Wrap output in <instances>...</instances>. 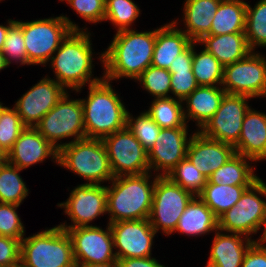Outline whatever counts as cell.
Returning a JSON list of instances; mask_svg holds the SVG:
<instances>
[{"mask_svg":"<svg viewBox=\"0 0 266 267\" xmlns=\"http://www.w3.org/2000/svg\"><path fill=\"white\" fill-rule=\"evenodd\" d=\"M262 241L266 244V231H265V234H264V236L262 238Z\"/></svg>","mask_w":266,"mask_h":267,"instance_id":"cell-53","label":"cell"},{"mask_svg":"<svg viewBox=\"0 0 266 267\" xmlns=\"http://www.w3.org/2000/svg\"><path fill=\"white\" fill-rule=\"evenodd\" d=\"M117 260L152 256L156 231L149 219L109 223Z\"/></svg>","mask_w":266,"mask_h":267,"instance_id":"cell-16","label":"cell"},{"mask_svg":"<svg viewBox=\"0 0 266 267\" xmlns=\"http://www.w3.org/2000/svg\"><path fill=\"white\" fill-rule=\"evenodd\" d=\"M76 11L81 19L89 23H99L104 21L106 0H62Z\"/></svg>","mask_w":266,"mask_h":267,"instance_id":"cell-43","label":"cell"},{"mask_svg":"<svg viewBox=\"0 0 266 267\" xmlns=\"http://www.w3.org/2000/svg\"><path fill=\"white\" fill-rule=\"evenodd\" d=\"M136 80L154 98L172 97L169 94L171 92V74L168 69L150 65Z\"/></svg>","mask_w":266,"mask_h":267,"instance_id":"cell-37","label":"cell"},{"mask_svg":"<svg viewBox=\"0 0 266 267\" xmlns=\"http://www.w3.org/2000/svg\"><path fill=\"white\" fill-rule=\"evenodd\" d=\"M8 68L7 62L5 60V56L3 55L2 51H0V71Z\"/></svg>","mask_w":266,"mask_h":267,"instance_id":"cell-50","label":"cell"},{"mask_svg":"<svg viewBox=\"0 0 266 267\" xmlns=\"http://www.w3.org/2000/svg\"><path fill=\"white\" fill-rule=\"evenodd\" d=\"M197 43L211 53L225 67L244 59L251 50L245 32L222 35H204Z\"/></svg>","mask_w":266,"mask_h":267,"instance_id":"cell-25","label":"cell"},{"mask_svg":"<svg viewBox=\"0 0 266 267\" xmlns=\"http://www.w3.org/2000/svg\"><path fill=\"white\" fill-rule=\"evenodd\" d=\"M194 197L193 193L173 183L167 176H158L149 216L150 224L156 233L161 230L166 236L171 235L180 216Z\"/></svg>","mask_w":266,"mask_h":267,"instance_id":"cell-10","label":"cell"},{"mask_svg":"<svg viewBox=\"0 0 266 267\" xmlns=\"http://www.w3.org/2000/svg\"><path fill=\"white\" fill-rule=\"evenodd\" d=\"M250 186L251 185H218L208 180L204 189L198 196L219 218L223 213L236 205L244 191Z\"/></svg>","mask_w":266,"mask_h":267,"instance_id":"cell-30","label":"cell"},{"mask_svg":"<svg viewBox=\"0 0 266 267\" xmlns=\"http://www.w3.org/2000/svg\"><path fill=\"white\" fill-rule=\"evenodd\" d=\"M90 35L89 31H71L49 61L56 77L54 80L66 90L77 93L86 83L92 85L104 78L103 75L92 77L95 53Z\"/></svg>","mask_w":266,"mask_h":267,"instance_id":"cell-2","label":"cell"},{"mask_svg":"<svg viewBox=\"0 0 266 267\" xmlns=\"http://www.w3.org/2000/svg\"><path fill=\"white\" fill-rule=\"evenodd\" d=\"M79 267H119L118 261H109L106 263H95V264H87V265H82Z\"/></svg>","mask_w":266,"mask_h":267,"instance_id":"cell-49","label":"cell"},{"mask_svg":"<svg viewBox=\"0 0 266 267\" xmlns=\"http://www.w3.org/2000/svg\"><path fill=\"white\" fill-rule=\"evenodd\" d=\"M245 36L251 52L266 47V0H259L252 8L247 2Z\"/></svg>","mask_w":266,"mask_h":267,"instance_id":"cell-34","label":"cell"},{"mask_svg":"<svg viewBox=\"0 0 266 267\" xmlns=\"http://www.w3.org/2000/svg\"><path fill=\"white\" fill-rule=\"evenodd\" d=\"M248 99L252 98L226 93L216 113L199 132L210 139L235 146L239 140L244 116L251 107L248 105Z\"/></svg>","mask_w":266,"mask_h":267,"instance_id":"cell-13","label":"cell"},{"mask_svg":"<svg viewBox=\"0 0 266 267\" xmlns=\"http://www.w3.org/2000/svg\"><path fill=\"white\" fill-rule=\"evenodd\" d=\"M119 267H165L160 264L156 258L143 257V258H124L117 260Z\"/></svg>","mask_w":266,"mask_h":267,"instance_id":"cell-46","label":"cell"},{"mask_svg":"<svg viewBox=\"0 0 266 267\" xmlns=\"http://www.w3.org/2000/svg\"><path fill=\"white\" fill-rule=\"evenodd\" d=\"M237 154L254 162L266 160V113L252 109L246 112L238 143Z\"/></svg>","mask_w":266,"mask_h":267,"instance_id":"cell-21","label":"cell"},{"mask_svg":"<svg viewBox=\"0 0 266 267\" xmlns=\"http://www.w3.org/2000/svg\"><path fill=\"white\" fill-rule=\"evenodd\" d=\"M15 22V19H8L7 25H0V51H2L4 47V42L6 39L7 32L9 30V27Z\"/></svg>","mask_w":266,"mask_h":267,"instance_id":"cell-48","label":"cell"},{"mask_svg":"<svg viewBox=\"0 0 266 267\" xmlns=\"http://www.w3.org/2000/svg\"><path fill=\"white\" fill-rule=\"evenodd\" d=\"M110 83L103 78L88 85L87 98H80L85 138L102 139L127 127L128 110Z\"/></svg>","mask_w":266,"mask_h":267,"instance_id":"cell-4","label":"cell"},{"mask_svg":"<svg viewBox=\"0 0 266 267\" xmlns=\"http://www.w3.org/2000/svg\"><path fill=\"white\" fill-rule=\"evenodd\" d=\"M235 154L234 146L205 137L196 130L189 142L186 157L208 179Z\"/></svg>","mask_w":266,"mask_h":267,"instance_id":"cell-20","label":"cell"},{"mask_svg":"<svg viewBox=\"0 0 266 267\" xmlns=\"http://www.w3.org/2000/svg\"><path fill=\"white\" fill-rule=\"evenodd\" d=\"M241 267H266V245L254 241L246 251Z\"/></svg>","mask_w":266,"mask_h":267,"instance_id":"cell-45","label":"cell"},{"mask_svg":"<svg viewBox=\"0 0 266 267\" xmlns=\"http://www.w3.org/2000/svg\"><path fill=\"white\" fill-rule=\"evenodd\" d=\"M26 128L14 107L5 106L0 113V145L8 152Z\"/></svg>","mask_w":266,"mask_h":267,"instance_id":"cell-40","label":"cell"},{"mask_svg":"<svg viewBox=\"0 0 266 267\" xmlns=\"http://www.w3.org/2000/svg\"><path fill=\"white\" fill-rule=\"evenodd\" d=\"M4 107H5V106H3V104L0 102V113H1V111L3 110Z\"/></svg>","mask_w":266,"mask_h":267,"instance_id":"cell-54","label":"cell"},{"mask_svg":"<svg viewBox=\"0 0 266 267\" xmlns=\"http://www.w3.org/2000/svg\"><path fill=\"white\" fill-rule=\"evenodd\" d=\"M250 52L244 59L224 67L221 87L228 94L261 98L266 94V58Z\"/></svg>","mask_w":266,"mask_h":267,"instance_id":"cell-12","label":"cell"},{"mask_svg":"<svg viewBox=\"0 0 266 267\" xmlns=\"http://www.w3.org/2000/svg\"><path fill=\"white\" fill-rule=\"evenodd\" d=\"M127 128L147 152L151 150L161 131V128L146 111H142V113L135 118L128 111Z\"/></svg>","mask_w":266,"mask_h":267,"instance_id":"cell-38","label":"cell"},{"mask_svg":"<svg viewBox=\"0 0 266 267\" xmlns=\"http://www.w3.org/2000/svg\"><path fill=\"white\" fill-rule=\"evenodd\" d=\"M151 173L114 177L108 182L111 183L106 186L108 223L149 219L158 177Z\"/></svg>","mask_w":266,"mask_h":267,"instance_id":"cell-3","label":"cell"},{"mask_svg":"<svg viewBox=\"0 0 266 267\" xmlns=\"http://www.w3.org/2000/svg\"><path fill=\"white\" fill-rule=\"evenodd\" d=\"M156 29L139 32L131 29L115 33L111 44L98 56L104 79L112 83L120 78L135 80L152 64Z\"/></svg>","mask_w":266,"mask_h":267,"instance_id":"cell-1","label":"cell"},{"mask_svg":"<svg viewBox=\"0 0 266 267\" xmlns=\"http://www.w3.org/2000/svg\"><path fill=\"white\" fill-rule=\"evenodd\" d=\"M11 267H25V266L21 262H19Z\"/></svg>","mask_w":266,"mask_h":267,"instance_id":"cell-52","label":"cell"},{"mask_svg":"<svg viewBox=\"0 0 266 267\" xmlns=\"http://www.w3.org/2000/svg\"><path fill=\"white\" fill-rule=\"evenodd\" d=\"M2 53L5 56L8 66L14 61L17 64L19 62L20 65H27V53L22 31V21L15 20L9 27Z\"/></svg>","mask_w":266,"mask_h":267,"instance_id":"cell-39","label":"cell"},{"mask_svg":"<svg viewBox=\"0 0 266 267\" xmlns=\"http://www.w3.org/2000/svg\"><path fill=\"white\" fill-rule=\"evenodd\" d=\"M48 157L58 164V150L35 127H26L7 152V162L22 171Z\"/></svg>","mask_w":266,"mask_h":267,"instance_id":"cell-19","label":"cell"},{"mask_svg":"<svg viewBox=\"0 0 266 267\" xmlns=\"http://www.w3.org/2000/svg\"><path fill=\"white\" fill-rule=\"evenodd\" d=\"M7 161V152L0 145V163Z\"/></svg>","mask_w":266,"mask_h":267,"instance_id":"cell-51","label":"cell"},{"mask_svg":"<svg viewBox=\"0 0 266 267\" xmlns=\"http://www.w3.org/2000/svg\"><path fill=\"white\" fill-rule=\"evenodd\" d=\"M21 169L10 163H0V203L21 205L29 194L26 183L20 176Z\"/></svg>","mask_w":266,"mask_h":267,"instance_id":"cell-32","label":"cell"},{"mask_svg":"<svg viewBox=\"0 0 266 267\" xmlns=\"http://www.w3.org/2000/svg\"><path fill=\"white\" fill-rule=\"evenodd\" d=\"M68 92L35 126L38 132L57 150L70 142L85 138L81 100L79 98L76 100L70 99ZM70 137L73 140L65 143L61 142V140Z\"/></svg>","mask_w":266,"mask_h":267,"instance_id":"cell-9","label":"cell"},{"mask_svg":"<svg viewBox=\"0 0 266 267\" xmlns=\"http://www.w3.org/2000/svg\"><path fill=\"white\" fill-rule=\"evenodd\" d=\"M218 229V217L199 196H195L180 216L173 233L178 232L187 236L200 237L210 232H216Z\"/></svg>","mask_w":266,"mask_h":267,"instance_id":"cell-26","label":"cell"},{"mask_svg":"<svg viewBox=\"0 0 266 267\" xmlns=\"http://www.w3.org/2000/svg\"><path fill=\"white\" fill-rule=\"evenodd\" d=\"M22 31L27 65L47 66L54 52L71 31H88V28H80L69 17L60 15L22 22Z\"/></svg>","mask_w":266,"mask_h":267,"instance_id":"cell-7","label":"cell"},{"mask_svg":"<svg viewBox=\"0 0 266 267\" xmlns=\"http://www.w3.org/2000/svg\"><path fill=\"white\" fill-rule=\"evenodd\" d=\"M20 243L18 239L0 236V267H11L20 262Z\"/></svg>","mask_w":266,"mask_h":267,"instance_id":"cell-44","label":"cell"},{"mask_svg":"<svg viewBox=\"0 0 266 267\" xmlns=\"http://www.w3.org/2000/svg\"><path fill=\"white\" fill-rule=\"evenodd\" d=\"M177 24L176 19L156 29L152 66L169 69L175 58L193 42Z\"/></svg>","mask_w":266,"mask_h":267,"instance_id":"cell-23","label":"cell"},{"mask_svg":"<svg viewBox=\"0 0 266 267\" xmlns=\"http://www.w3.org/2000/svg\"><path fill=\"white\" fill-rule=\"evenodd\" d=\"M171 74V94L175 99L183 101L199 85L195 80L192 67L168 69Z\"/></svg>","mask_w":266,"mask_h":267,"instance_id":"cell-42","label":"cell"},{"mask_svg":"<svg viewBox=\"0 0 266 267\" xmlns=\"http://www.w3.org/2000/svg\"><path fill=\"white\" fill-rule=\"evenodd\" d=\"M57 206L64 208L72 222L71 225L64 222L58 226L63 229H70L89 224L101 215L107 213V190L105 185L80 184L77 185L66 201L57 203Z\"/></svg>","mask_w":266,"mask_h":267,"instance_id":"cell-14","label":"cell"},{"mask_svg":"<svg viewBox=\"0 0 266 267\" xmlns=\"http://www.w3.org/2000/svg\"><path fill=\"white\" fill-rule=\"evenodd\" d=\"M247 2L243 0H222L213 16L208 35H222L245 32Z\"/></svg>","mask_w":266,"mask_h":267,"instance_id":"cell-28","label":"cell"},{"mask_svg":"<svg viewBox=\"0 0 266 267\" xmlns=\"http://www.w3.org/2000/svg\"><path fill=\"white\" fill-rule=\"evenodd\" d=\"M254 241L258 240L216 230L206 267H241L244 255Z\"/></svg>","mask_w":266,"mask_h":267,"instance_id":"cell-22","label":"cell"},{"mask_svg":"<svg viewBox=\"0 0 266 267\" xmlns=\"http://www.w3.org/2000/svg\"><path fill=\"white\" fill-rule=\"evenodd\" d=\"M188 129H161L156 142L148 152L150 172L152 170L157 176H167L186 157L192 137L188 134Z\"/></svg>","mask_w":266,"mask_h":267,"instance_id":"cell-18","label":"cell"},{"mask_svg":"<svg viewBox=\"0 0 266 267\" xmlns=\"http://www.w3.org/2000/svg\"><path fill=\"white\" fill-rule=\"evenodd\" d=\"M57 165L85 179L86 184L102 185L114 178L101 139L84 138L64 145L58 150Z\"/></svg>","mask_w":266,"mask_h":267,"instance_id":"cell-6","label":"cell"},{"mask_svg":"<svg viewBox=\"0 0 266 267\" xmlns=\"http://www.w3.org/2000/svg\"><path fill=\"white\" fill-rule=\"evenodd\" d=\"M20 262L25 267H77L71 238L58 225L24 237Z\"/></svg>","mask_w":266,"mask_h":267,"instance_id":"cell-5","label":"cell"},{"mask_svg":"<svg viewBox=\"0 0 266 267\" xmlns=\"http://www.w3.org/2000/svg\"><path fill=\"white\" fill-rule=\"evenodd\" d=\"M20 205L0 203V236L22 240L25 227L18 216L17 208Z\"/></svg>","mask_w":266,"mask_h":267,"instance_id":"cell-41","label":"cell"},{"mask_svg":"<svg viewBox=\"0 0 266 267\" xmlns=\"http://www.w3.org/2000/svg\"><path fill=\"white\" fill-rule=\"evenodd\" d=\"M146 112L161 129L188 128L184 117L183 101L169 98H154Z\"/></svg>","mask_w":266,"mask_h":267,"instance_id":"cell-31","label":"cell"},{"mask_svg":"<svg viewBox=\"0 0 266 267\" xmlns=\"http://www.w3.org/2000/svg\"><path fill=\"white\" fill-rule=\"evenodd\" d=\"M140 12L139 6L132 0H106L104 21L109 20L117 32L131 29Z\"/></svg>","mask_w":266,"mask_h":267,"instance_id":"cell-36","label":"cell"},{"mask_svg":"<svg viewBox=\"0 0 266 267\" xmlns=\"http://www.w3.org/2000/svg\"><path fill=\"white\" fill-rule=\"evenodd\" d=\"M225 94L221 86H198L183 100L186 123L196 121L199 131L216 113Z\"/></svg>","mask_w":266,"mask_h":267,"instance_id":"cell-24","label":"cell"},{"mask_svg":"<svg viewBox=\"0 0 266 267\" xmlns=\"http://www.w3.org/2000/svg\"><path fill=\"white\" fill-rule=\"evenodd\" d=\"M67 90L48 75L32 86L14 104L26 127H35Z\"/></svg>","mask_w":266,"mask_h":267,"instance_id":"cell-17","label":"cell"},{"mask_svg":"<svg viewBox=\"0 0 266 267\" xmlns=\"http://www.w3.org/2000/svg\"><path fill=\"white\" fill-rule=\"evenodd\" d=\"M193 42L192 72L199 86H221L223 81L224 66L205 49L196 52Z\"/></svg>","mask_w":266,"mask_h":267,"instance_id":"cell-33","label":"cell"},{"mask_svg":"<svg viewBox=\"0 0 266 267\" xmlns=\"http://www.w3.org/2000/svg\"><path fill=\"white\" fill-rule=\"evenodd\" d=\"M260 196L266 198V183L261 178L244 191L236 205L218 218L219 230L252 239L263 227L262 236L257 239L261 241L266 231V200Z\"/></svg>","mask_w":266,"mask_h":267,"instance_id":"cell-8","label":"cell"},{"mask_svg":"<svg viewBox=\"0 0 266 267\" xmlns=\"http://www.w3.org/2000/svg\"><path fill=\"white\" fill-rule=\"evenodd\" d=\"M222 0H185L182 30L193 42L210 33L214 14Z\"/></svg>","mask_w":266,"mask_h":267,"instance_id":"cell-27","label":"cell"},{"mask_svg":"<svg viewBox=\"0 0 266 267\" xmlns=\"http://www.w3.org/2000/svg\"><path fill=\"white\" fill-rule=\"evenodd\" d=\"M252 162L254 161L250 158L236 153L224 165L213 172L208 180L218 185H252L260 178L254 174L255 168L251 165Z\"/></svg>","mask_w":266,"mask_h":267,"instance_id":"cell-29","label":"cell"},{"mask_svg":"<svg viewBox=\"0 0 266 267\" xmlns=\"http://www.w3.org/2000/svg\"><path fill=\"white\" fill-rule=\"evenodd\" d=\"M114 177L141 175L150 172L148 152L125 127L101 139Z\"/></svg>","mask_w":266,"mask_h":267,"instance_id":"cell-11","label":"cell"},{"mask_svg":"<svg viewBox=\"0 0 266 267\" xmlns=\"http://www.w3.org/2000/svg\"><path fill=\"white\" fill-rule=\"evenodd\" d=\"M167 177L173 182L178 184L185 190L190 191L195 196H198L208 179L199 170L196 169L194 164L185 157L180 161L168 174Z\"/></svg>","mask_w":266,"mask_h":267,"instance_id":"cell-35","label":"cell"},{"mask_svg":"<svg viewBox=\"0 0 266 267\" xmlns=\"http://www.w3.org/2000/svg\"><path fill=\"white\" fill-rule=\"evenodd\" d=\"M106 227L104 230L100 226L91 224L64 229L71 238L77 267L117 260L109 223Z\"/></svg>","mask_w":266,"mask_h":267,"instance_id":"cell-15","label":"cell"},{"mask_svg":"<svg viewBox=\"0 0 266 267\" xmlns=\"http://www.w3.org/2000/svg\"><path fill=\"white\" fill-rule=\"evenodd\" d=\"M193 61V42L181 52L171 63L169 69H181L192 67Z\"/></svg>","mask_w":266,"mask_h":267,"instance_id":"cell-47","label":"cell"}]
</instances>
